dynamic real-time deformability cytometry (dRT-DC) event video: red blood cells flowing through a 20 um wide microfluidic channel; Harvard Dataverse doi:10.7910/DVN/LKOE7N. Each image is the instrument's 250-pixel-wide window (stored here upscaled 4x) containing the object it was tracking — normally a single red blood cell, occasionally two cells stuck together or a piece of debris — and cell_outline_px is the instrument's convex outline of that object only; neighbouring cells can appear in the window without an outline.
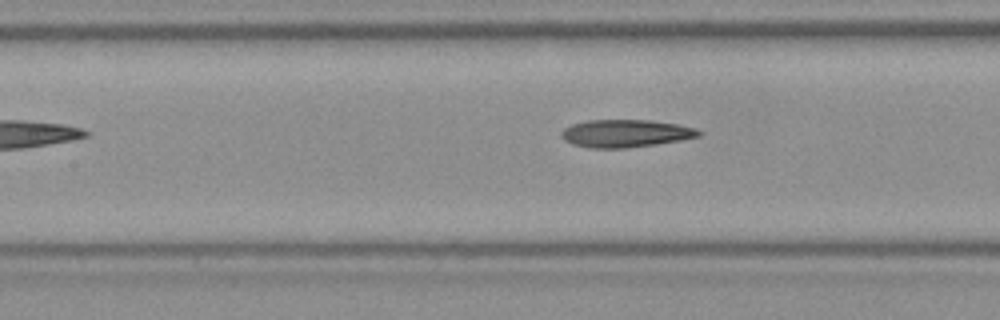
{"species": "Egyptian fruit bat (a non-hibernating species)", "species_latin": "Rousettus aegyptiacus", "temperature_condition": "room temperature", "stored_images_in_passage": 13, "camera_frame_rate_fps": 3000, "um_per_image_px": 0.085, "frame": {"image": 1, "passage_image": 8, "time_ms": 2.333, "image_size_px": [1000, 320], "cell_outline_px": [[704, 132], [700, 136], [680, 140], [656, 144], [628, 148], [588, 148], [572, 144], [564, 140], [560, 136], [560, 132], [564, 128], [572, 124], [588, 120], [652, 120], [676, 124], [696, 128]], "centroid_in_image_um": [53.16, 11.34], "position_along_channel_um": 154.2, "area_um2": 22.31}}